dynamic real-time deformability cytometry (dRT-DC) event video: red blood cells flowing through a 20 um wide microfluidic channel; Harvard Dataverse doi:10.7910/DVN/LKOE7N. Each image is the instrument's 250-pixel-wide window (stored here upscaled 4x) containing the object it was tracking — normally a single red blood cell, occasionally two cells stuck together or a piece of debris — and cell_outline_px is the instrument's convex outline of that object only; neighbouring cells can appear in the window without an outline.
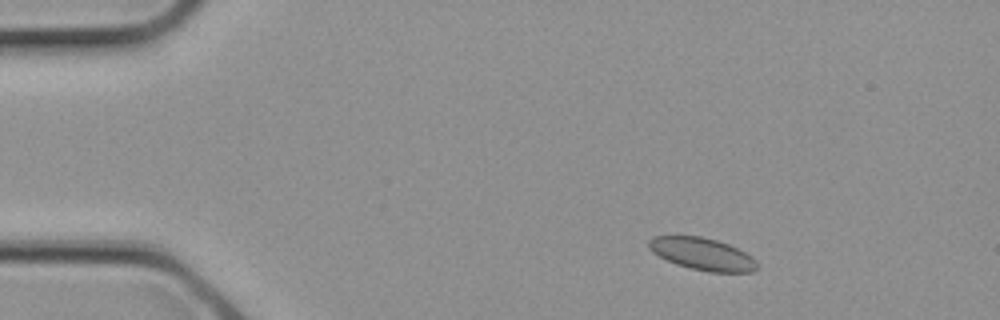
{"species": "common noctule bat (a hibernating species)", "species_latin": "Nyctalus noctula", "temperature_condition": "cold", "stored_images_in_passage": 3, "camera_frame_rate_fps": 3000, "um_per_image_px": 0.085, "animal": {"sex": "female", "body_mass_g": 21.9}, "frame": {"image": 1, "passage_image": 1, "time_ms": 0.0, "image_size_px": [1000, 320], "cell_outline_px": [[760, 268], [752, 272], [708, 272], [676, 264], [652, 252], [648, 248], [648, 240], [652, 236], [700, 236], [716, 240], [728, 244], [752, 256], [756, 260]], "centroid_in_image_um": [59.72, 21.59], "position_along_channel_um": 25.3, "area_um2": 20.35}}